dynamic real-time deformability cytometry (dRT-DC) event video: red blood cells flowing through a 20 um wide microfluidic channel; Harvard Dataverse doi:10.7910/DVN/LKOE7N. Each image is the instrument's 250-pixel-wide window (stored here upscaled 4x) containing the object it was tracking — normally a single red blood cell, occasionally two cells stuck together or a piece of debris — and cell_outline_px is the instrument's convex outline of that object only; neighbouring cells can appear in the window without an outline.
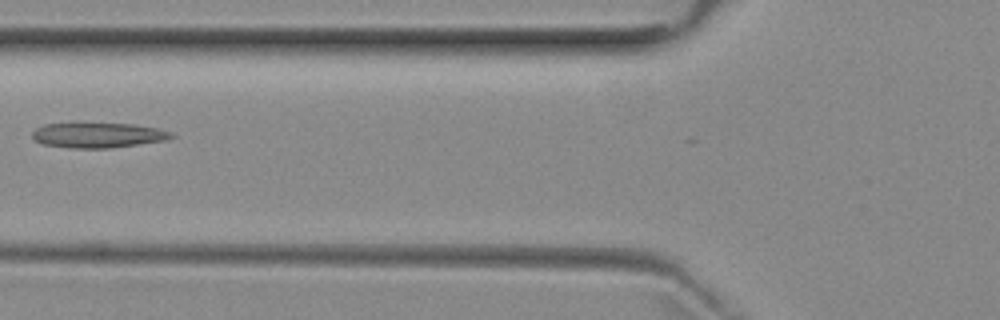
{"species": "common noctule bat (a hibernating species)", "species_latin": "Nyctalus noctula", "temperature_condition": "room temperature", "stored_images_in_passage": 7, "camera_frame_rate_fps": 3000, "um_per_image_px": 0.085, "animal": {"sex": "female", "body_mass_g": 29.2, "forearm_length_mm": 56.3}, "frame": {"image": 1, "passage_image": 6, "time_ms": 5.667, "image_size_px": [1000, 320], "cell_outline_px": [[176, 136], [164, 140], [108, 148], [72, 148], [44, 144], [36, 140], [32, 136], [32, 132], [36, 128], [44, 124], [136, 124], [156, 128], [172, 132]], "centroid_in_image_um": [8.34, 11.49], "position_along_channel_um": 117.5, "area_um2": 19.88}}
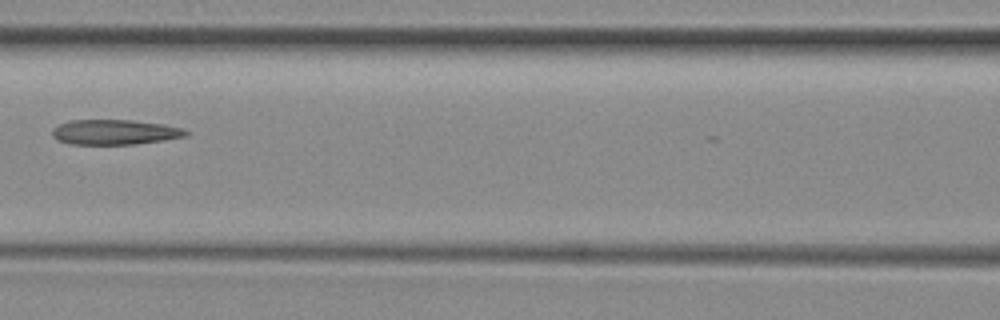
{"frame": {"image": 2, "passage_image": 7, "time_ms": 6.667, "image_size_px": [1000, 320], "cell_outline_px": [[188, 132], [184, 136], [160, 140], [132, 144], [68, 144], [56, 140], [52, 136], [52, 128], [60, 124], [72, 120], [132, 120], [164, 124], [180, 128]], "centroid_in_image_um": [9.66, 11.22], "position_along_channel_um": 156.9, "area_um2": 19.25}}